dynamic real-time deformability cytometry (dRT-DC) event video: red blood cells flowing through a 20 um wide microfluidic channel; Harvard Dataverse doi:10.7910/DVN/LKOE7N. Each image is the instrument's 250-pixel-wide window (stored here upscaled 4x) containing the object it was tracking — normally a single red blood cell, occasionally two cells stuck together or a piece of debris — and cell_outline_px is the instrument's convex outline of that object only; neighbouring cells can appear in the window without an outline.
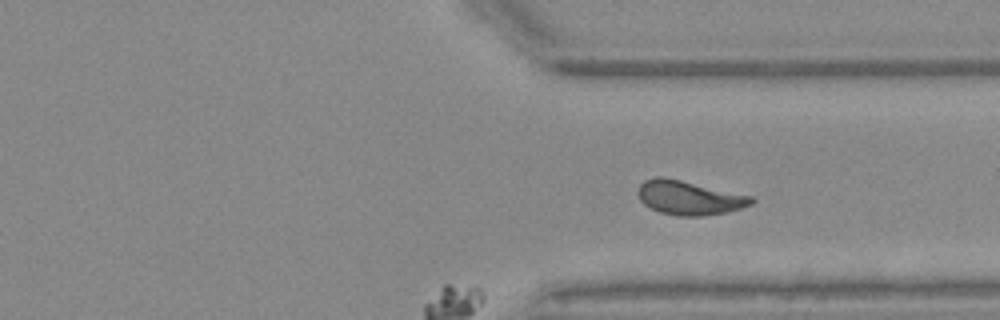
{"species": "Egyptian fruit bat (a non-hibernating species)", "species_latin": "Rousettus aegyptiacus", "temperature_condition": "warm", "stored_images_in_passage": 47, "segment_of_instrument_passage": [2, 2], "camera_frame_rate_fps": 3000, "um_per_image_px": 0.085, "animal": {"sex": "female"}, "frame": {"image": 1, "passage_image": 47, "time_ms": 15.333, "image_size_px": [1000, 320], "cell_outline_px": [[756, 200], [752, 204], [728, 212], [700, 216], [676, 216], [660, 212], [644, 204], [640, 200], [636, 192], [640, 184], [644, 180], [656, 176], [660, 176], [680, 180], [752, 196]], "centroid_in_image_um": [58.56, 16.81], "position_along_channel_um": 352.8, "area_um2": 22.48}}